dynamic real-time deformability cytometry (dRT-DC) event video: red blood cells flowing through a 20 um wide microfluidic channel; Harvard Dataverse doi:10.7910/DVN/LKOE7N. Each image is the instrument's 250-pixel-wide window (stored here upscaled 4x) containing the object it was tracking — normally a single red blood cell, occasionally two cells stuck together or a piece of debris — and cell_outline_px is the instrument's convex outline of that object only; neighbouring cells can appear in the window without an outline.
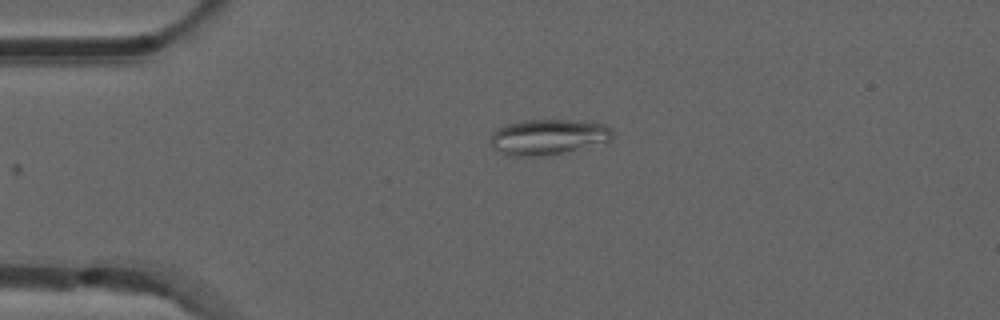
{"species": "common noctule bat (a hibernating species)", "species_latin": "Nyctalus noctula", "temperature_condition": "room temperature", "stored_images_in_passage": 40, "camera_frame_rate_fps": 3000, "um_per_image_px": 0.085, "animal": {"sex": "male", "forearm_length_mm": 52.5}, "frame": {"image": 1, "passage_image": 1, "time_ms": 0.0, "image_size_px": [1000, 320], "cell_outline_px": [[612, 136], [608, 140], [544, 156], [508, 156], [492, 148], [488, 144], [492, 132], [496, 128], [504, 124], [524, 120], [572, 120], [604, 124], [612, 132]], "centroid_in_image_um": [46.42, 11.63], "position_along_channel_um": 38.6, "area_um2": 24.91}}
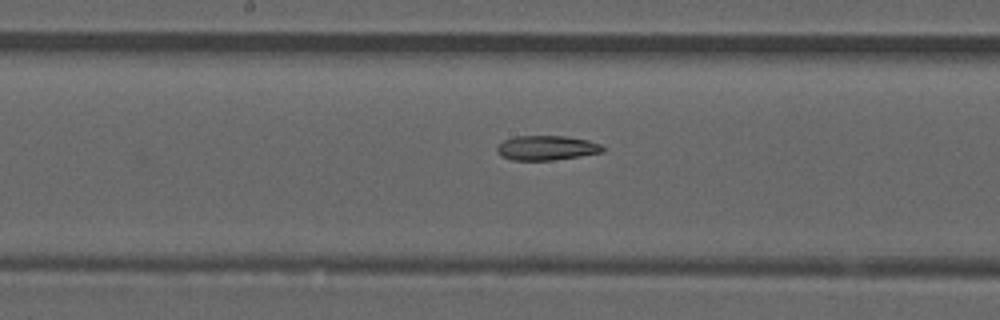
{"frame": {"image": 2, "passage_image": 16, "time_ms": 5.0, "image_size_px": [1000, 320], "cell_outline_px": [[604, 152], [580, 156], [552, 160], [512, 160], [500, 156], [496, 152], [496, 148], [504, 140], [516, 136], [564, 136], [588, 140], [600, 144], [604, 148]], "centroid_in_image_um": [46.44, 12.57], "position_along_channel_um": 201.8, "area_um2": 15.14}}
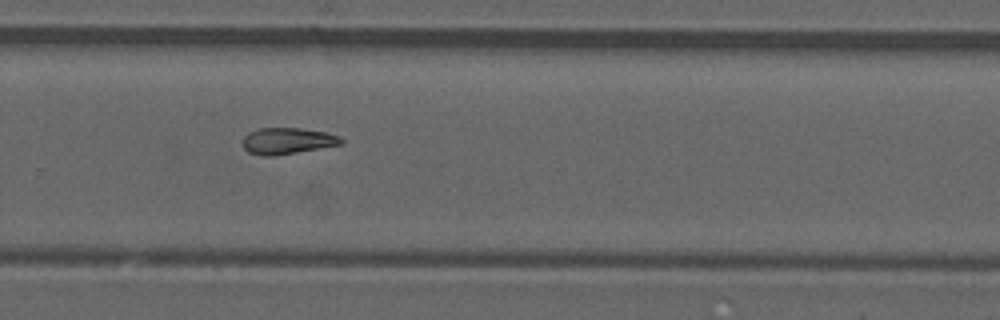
{"frame": {"image": 3, "passage_image": 24, "time_ms": 7.667, "image_size_px": [1000, 320], "cell_outline_px": [[344, 144], [276, 156], [260, 156], [248, 152], [240, 144], [244, 136], [248, 132], [260, 128], [300, 128], [328, 132], [340, 136], [344, 140]], "centroid_in_image_um": [24.43, 11.98], "position_along_channel_um": 305.4, "area_um2": 15.55}, "authors_computed_cell_mechanics": {"area_um2": 15.3459, "velocity_mm_per_s": 3.9029, "shape_relaxation_time_tau1_ms": null, "shape_relaxation_time_tau2_ms": 10.3437, "deformation_change_tau1": null, "deformation_change_tau2": 0.1789}}